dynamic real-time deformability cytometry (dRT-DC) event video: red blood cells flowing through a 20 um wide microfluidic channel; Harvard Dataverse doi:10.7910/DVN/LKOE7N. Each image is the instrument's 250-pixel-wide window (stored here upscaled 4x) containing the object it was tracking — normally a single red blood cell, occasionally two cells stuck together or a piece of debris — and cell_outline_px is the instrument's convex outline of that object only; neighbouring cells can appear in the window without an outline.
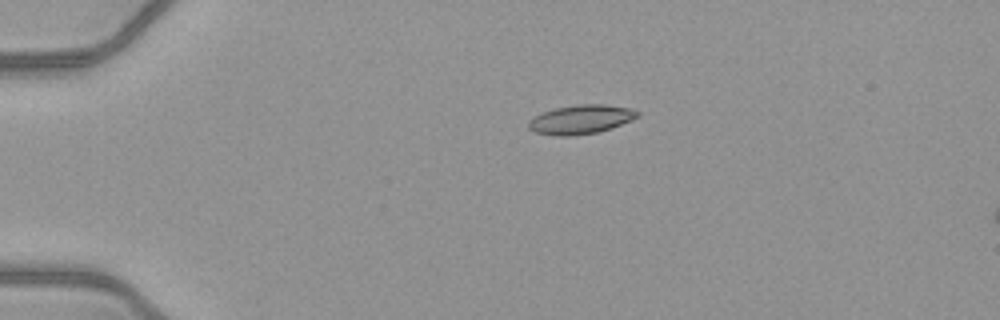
{"species": "common noctule bat (a hibernating species)", "species_latin": "Nyctalus noctula", "temperature_condition": "warm", "stored_images_in_passage": 41, "camera_frame_rate_fps": 3000, "um_per_image_px": 0.085, "animal": {"sex": "female", "body_mass_g": 21.9}, "frame": {"image": 1, "passage_image": 1, "time_ms": 0.0, "image_size_px": [1000, 320], "cell_outline_px": [[640, 116], [612, 128], [596, 132], [568, 136], [556, 136], [536, 132], [528, 128], [528, 120], [544, 112], [556, 108], [576, 104], [604, 104], [632, 108], [640, 112]], "centroid_in_image_um": [49.4, 10.14], "position_along_channel_um": 35.6, "area_um2": 18.38}}
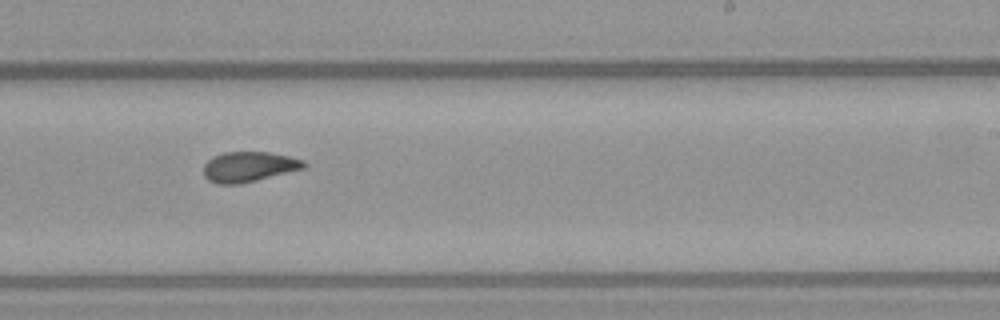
{"frame": {"image": 2, "passage_image": 22, "time_ms": 7.0, "image_size_px": [1000, 320], "cell_outline_px": [[308, 164], [304, 168], [240, 184], [216, 184], [208, 180], [204, 176], [204, 164], [212, 156], [224, 152], [268, 152], [288, 156], [304, 160]], "centroid_in_image_um": [21.13, 14.17], "position_along_channel_um": 267.9, "area_um2": 17.63}}
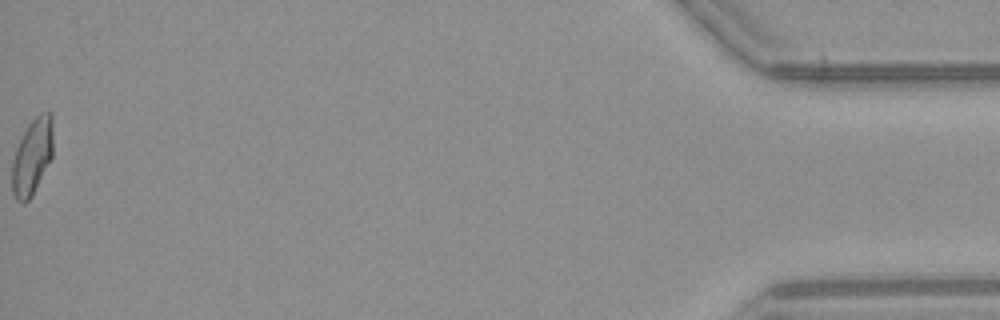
{"frame": {"image": 3, "passage_image": 41, "time_ms": 13.333, "image_size_px": [1000, 320], "cell_outline_px": [[52, 156], [32, 196], [24, 204], [16, 200], [12, 192], [12, 160], [16, 148], [28, 124], [40, 112], [52, 112]], "centroid_in_image_um": [2.73, 13.32], "position_along_channel_um": 432.5, "area_um2": 18.15}, "authors_computed_cell_mechanics": {"area_um2": 17.918, "velocity_mm_per_s": 4.1025, "shape_relaxation_time_tau1_ms": 7.6542, "shape_relaxation_time_tau2_ms": 1.7824, "deformation_change_tau1": 0.2085, "deformation_change_tau2": 0.0727}}